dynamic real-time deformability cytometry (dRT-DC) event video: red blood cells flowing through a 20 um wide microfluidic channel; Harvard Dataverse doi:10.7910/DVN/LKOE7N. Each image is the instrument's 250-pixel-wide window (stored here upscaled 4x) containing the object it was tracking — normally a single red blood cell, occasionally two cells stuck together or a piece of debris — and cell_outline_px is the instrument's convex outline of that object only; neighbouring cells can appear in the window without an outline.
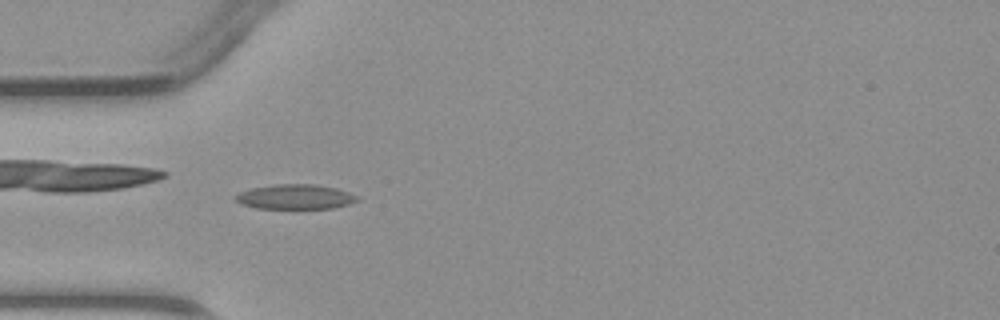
{"species": "common noctule bat (a hibernating species)", "species_latin": "Nyctalus noctula", "temperature_condition": "warm", "stored_images_in_passage": 5, "camera_frame_rate_fps": 3000, "um_per_image_px": 0.085, "animal": {"sex": "male", "body_mass_g": 23.1, "forearm_length_mm": 52.7}, "frame": {"image": 1, "passage_image": 3, "time_ms": 2.333, "image_size_px": [1000, 320], "cell_outline_px": [[360, 200], [348, 204], [332, 208], [256, 208], [240, 204], [232, 196], [240, 192], [252, 188], [276, 184], [316, 184], [336, 188], [348, 192], [356, 196]], "centroid_in_image_um": [25.07, 16.72], "position_along_channel_um": 59.9, "area_um2": 17.51}}
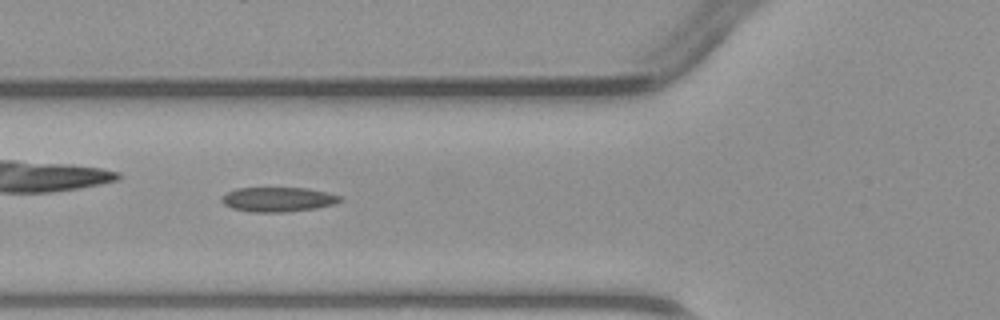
{"frame": {"image": 2, "passage_image": 4, "time_ms": 3.333, "image_size_px": [1000, 320], "cell_outline_px": [[344, 200], [332, 204], [316, 208], [284, 212], [252, 212], [232, 208], [224, 204], [220, 200], [220, 196], [236, 188], [308, 188], [340, 196]], "centroid_in_image_um": [23.59, 16.95], "position_along_channel_um": 102.2, "area_um2": 16.88}}
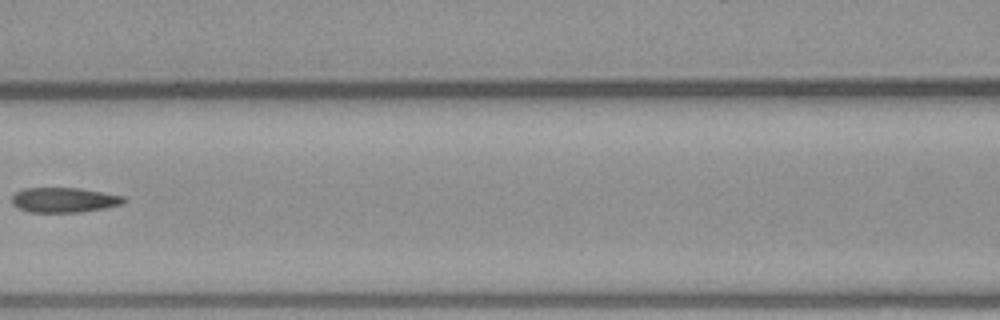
{"frame": {"image": 3, "passage_image": 5, "time_ms": 4.667, "image_size_px": [1000, 320], "cell_outline_px": [[128, 200], [124, 204], [104, 208], [80, 212], [28, 212], [16, 208], [12, 204], [12, 196], [16, 192], [24, 188], [80, 188], [124, 196]], "centroid_in_image_um": [5.45, 17.0], "position_along_channel_um": 161.1, "area_um2": 16.42}}